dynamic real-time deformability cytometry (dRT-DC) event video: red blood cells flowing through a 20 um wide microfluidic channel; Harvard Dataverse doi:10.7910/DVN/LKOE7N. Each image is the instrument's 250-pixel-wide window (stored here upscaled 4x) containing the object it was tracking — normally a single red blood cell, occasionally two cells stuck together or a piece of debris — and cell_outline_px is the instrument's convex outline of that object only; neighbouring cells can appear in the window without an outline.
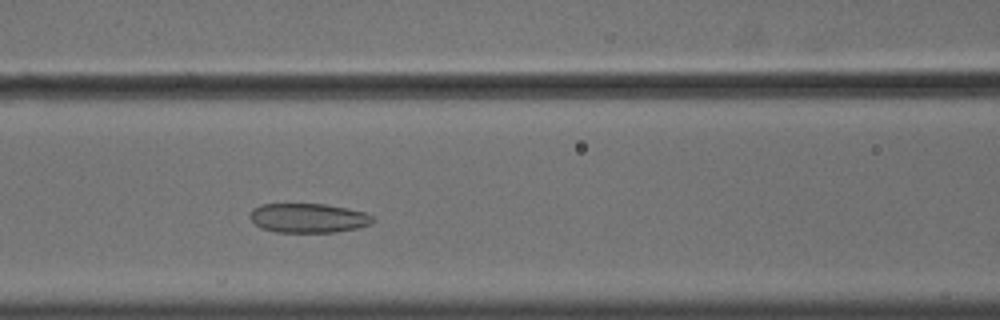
{"species": "common noctule bat (a hibernating species)", "species_latin": "Nyctalus noctula", "temperature_condition": "cold", "stored_images_in_passage": 47, "camera_frame_rate_fps": 3000, "um_per_image_px": 0.085, "animal": {"sex": "male", "body_mass_g": 18.8}, "frame": {"image": 1, "passage_image": 16, "time_ms": 5.0, "image_size_px": [1000, 320], "cell_outline_px": [[372, 224], [360, 228], [336, 232], [276, 232], [260, 228], [248, 216], [252, 208], [260, 204], [324, 204], [348, 208], [364, 212], [372, 216]], "centroid_in_image_um": [26.19, 18.53], "position_along_channel_um": 140.4, "area_um2": 21.15}}
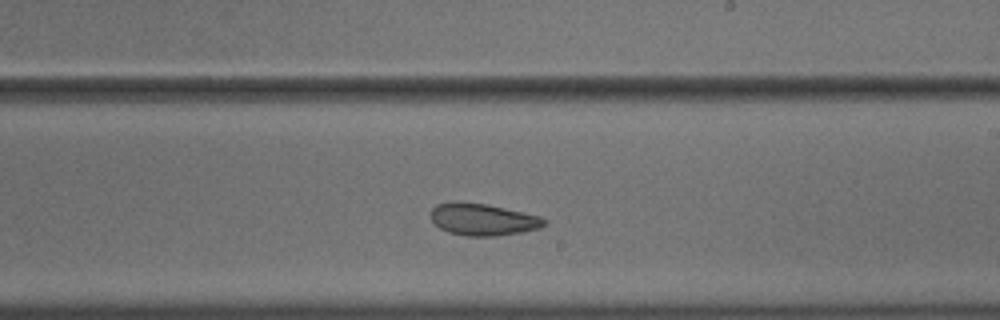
{"frame": {"image": 2, "passage_image": 25, "time_ms": 8.0, "image_size_px": [1000, 320], "cell_outline_px": [[548, 220], [540, 228], [520, 232], [496, 236], [464, 236], [448, 232], [440, 228], [432, 220], [432, 208], [436, 204], [452, 200], [460, 200], [488, 204], [540, 216]], "centroid_in_image_um": [41.02, 18.63], "position_along_channel_um": 248.0, "area_um2": 21.39}}
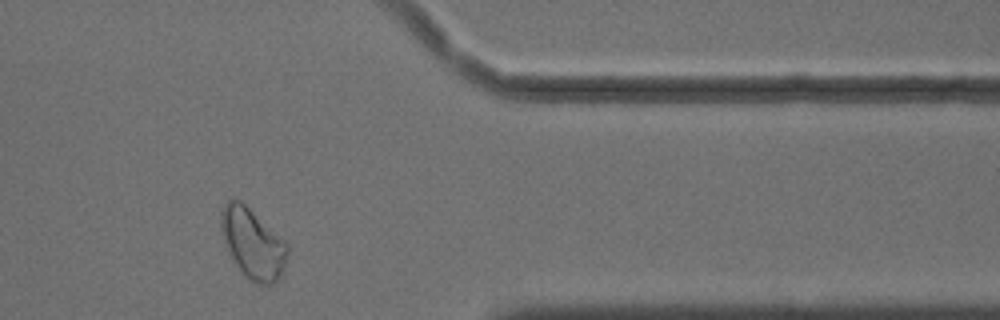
{"frame": {"image": 3, "passage_image": 38, "time_ms": 12.333, "image_size_px": [1000, 320], "cell_outline_px": [[288, 252], [280, 276], [272, 284], [260, 284], [252, 280], [232, 260], [228, 252], [220, 228], [220, 212], [224, 204], [228, 200], [240, 200], [284, 240], [288, 244]], "centroid_in_image_um": [21.45, 20.66], "position_along_channel_um": 389.9, "area_um2": 26.53}, "authors_computed_cell_mechanics": {"area_um2": 23.9292, "velocity_mm_per_s": 3.5988, "shape_relaxation_time_tau1_ms": null, "shape_relaxation_time_tau2_ms": 3.3984, "deformation_change_tau1": null, "deformation_change_tau2": 0.0971}}